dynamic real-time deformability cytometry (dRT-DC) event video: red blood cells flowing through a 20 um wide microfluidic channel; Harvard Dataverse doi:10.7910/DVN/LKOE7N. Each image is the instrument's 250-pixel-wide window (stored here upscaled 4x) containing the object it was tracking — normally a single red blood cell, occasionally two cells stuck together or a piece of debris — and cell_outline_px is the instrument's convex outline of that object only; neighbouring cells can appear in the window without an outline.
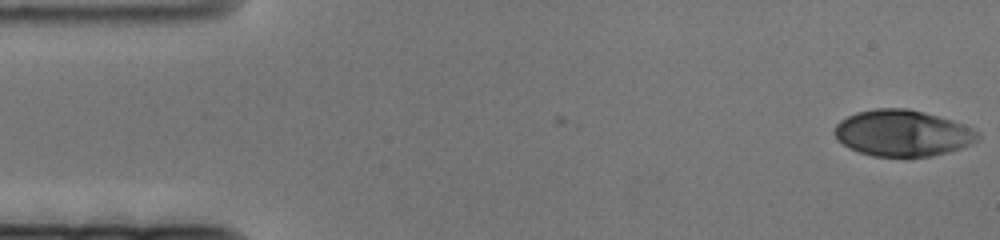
{"species": "human", "species_latin": "Homo sapiens", "temperature_condition": "cold", "stored_images_in_passage": 76, "camera_frame_rate_fps": 3000, "um_per_image_px": 0.085, "donor": {"sex": "female"}, "frame": {"image": 1, "passage_image": 1, "time_ms": 0.0, "image_size_px": [1000, 240], "cell_outline_px": [[980, 140], [972, 144], [948, 152], [932, 156], [872, 156], [848, 148], [832, 132], [836, 124], [840, 120], [856, 112], [876, 108], [908, 108], [924, 112], [952, 120], [972, 128], [980, 132]], "centroid_in_image_um": [76.73, 11.31], "position_along_channel_um": 8.3, "area_um2": 38.73}}
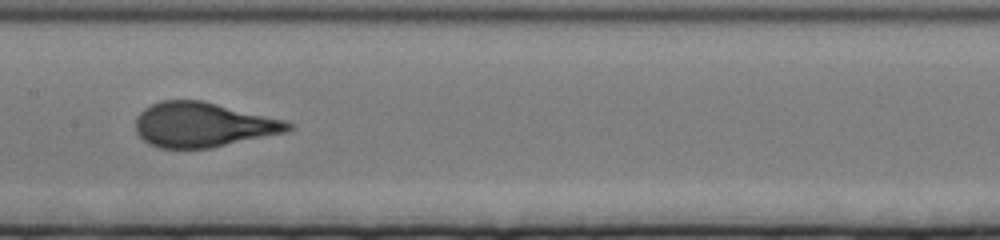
{"frame": {"image": 2, "passage_image": 36, "time_ms": 11.667, "image_size_px": [1000, 240], "cell_outline_px": [[292, 128], [288, 132], [212, 148], [160, 148], [148, 144], [136, 132], [136, 116], [144, 108], [160, 100], [200, 100], [284, 120], [292, 124]], "centroid_in_image_um": [17.23, 10.61], "position_along_channel_um": 190.2, "area_um2": 39.65}}
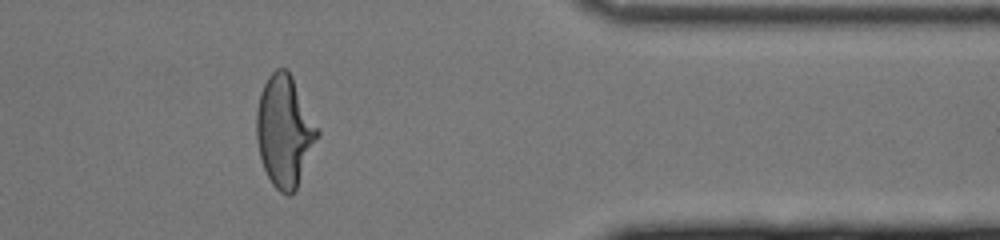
{"frame": {"image": 3, "passage_image": 62, "time_ms": 20.333, "image_size_px": [1000, 240], "cell_outline_px": [[320, 136], [296, 188], [288, 196], [280, 192], [272, 184], [264, 168], [260, 156], [256, 140], [256, 112], [260, 92], [268, 76], [276, 68], [288, 68], [320, 128]], "centroid_in_image_um": [24.2, 11.11], "position_along_channel_um": 387.2, "area_um2": 39.88}}